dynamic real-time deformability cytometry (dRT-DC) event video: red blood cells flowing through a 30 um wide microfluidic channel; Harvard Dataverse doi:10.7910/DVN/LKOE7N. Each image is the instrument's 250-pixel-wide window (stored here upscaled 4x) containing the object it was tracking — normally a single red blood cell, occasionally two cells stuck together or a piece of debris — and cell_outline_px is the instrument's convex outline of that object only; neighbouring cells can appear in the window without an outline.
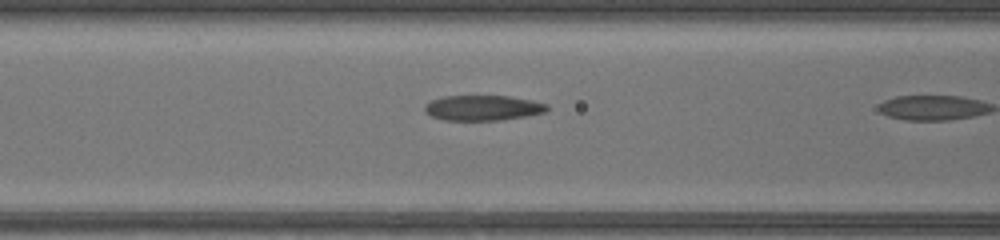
{"species": "common noctule bat (a hibernating species)", "species_latin": "Nyctalus noctula", "temperature_condition": "warm", "stored_images_in_passage": 11, "camera_frame_rate_fps": 3000, "um_per_image_px": 0.085, "animal": {"sex": "female", "body_mass_g": 17.0, "forearm_length_mm": 48.0}, "frame": {"image": 1, "passage_image": 10, "time_ms": 3.0, "image_size_px": [1000, 240], "cell_outline_px": [[548, 108], [544, 112], [524, 116], [500, 120], [444, 120], [432, 116], [424, 112], [424, 104], [432, 100], [444, 96], [508, 96], [532, 100], [548, 104]], "centroid_in_image_um": [41.01, 9.16], "position_along_channel_um": 125.6, "area_um2": 17.92}}